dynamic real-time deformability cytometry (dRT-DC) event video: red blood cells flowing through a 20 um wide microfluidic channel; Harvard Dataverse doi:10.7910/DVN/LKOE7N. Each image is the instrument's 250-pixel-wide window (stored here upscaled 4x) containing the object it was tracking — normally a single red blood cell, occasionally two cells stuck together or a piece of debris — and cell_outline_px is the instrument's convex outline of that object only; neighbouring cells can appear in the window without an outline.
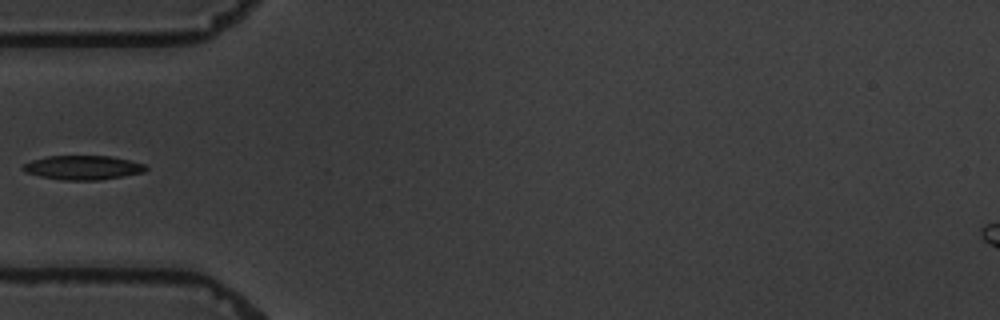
{"species": "common noctule bat (a hibernating species)", "species_latin": "Nyctalus noctula", "temperature_condition": "warm", "stored_images_in_passage": 10, "camera_frame_rate_fps": 3000, "um_per_image_px": 0.085, "animal": {"sex": "male", "body_mass_g": 19.5, "forearm_length_mm": 54.6}, "frame": {"image": 1, "passage_image": 4, "time_ms": 3.333, "image_size_px": [1000, 320], "cell_outline_px": [[148, 168], [144, 172], [100, 180], [60, 180], [40, 176], [24, 172], [20, 168], [24, 164], [32, 160], [48, 156], [112, 156], [144, 164]], "centroid_in_image_um": [7.01, 14.25], "position_along_channel_um": 78.0, "area_um2": 17.28}}
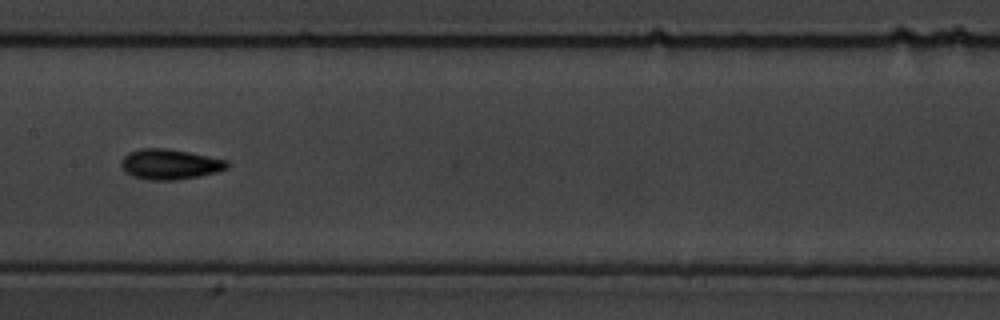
{"frame": {"image": 2, "passage_image": 7, "time_ms": 6.667, "image_size_px": [1000, 320], "cell_outline_px": [[228, 168], [216, 172], [200, 176], [176, 180], [148, 180], [132, 176], [120, 164], [120, 160], [128, 152], [140, 148], [164, 148], [188, 152], [228, 160]], "centroid_in_image_um": [14.43, 13.96], "position_along_channel_um": 193.0, "area_um2": 18.67}}
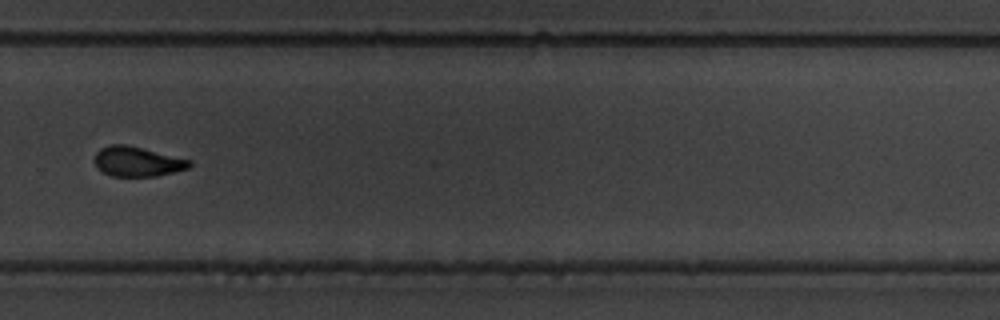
{"frame": {"image": 3, "passage_image": 10, "time_ms": 10.333, "image_size_px": [1000, 320], "cell_outline_px": [[192, 164], [188, 168], [156, 176], [112, 176], [96, 168], [92, 160], [96, 152], [100, 148], [112, 144], [124, 144], [192, 160]], "centroid_in_image_um": [11.62, 13.73], "position_along_channel_um": 318.2, "area_um2": 16.47}}